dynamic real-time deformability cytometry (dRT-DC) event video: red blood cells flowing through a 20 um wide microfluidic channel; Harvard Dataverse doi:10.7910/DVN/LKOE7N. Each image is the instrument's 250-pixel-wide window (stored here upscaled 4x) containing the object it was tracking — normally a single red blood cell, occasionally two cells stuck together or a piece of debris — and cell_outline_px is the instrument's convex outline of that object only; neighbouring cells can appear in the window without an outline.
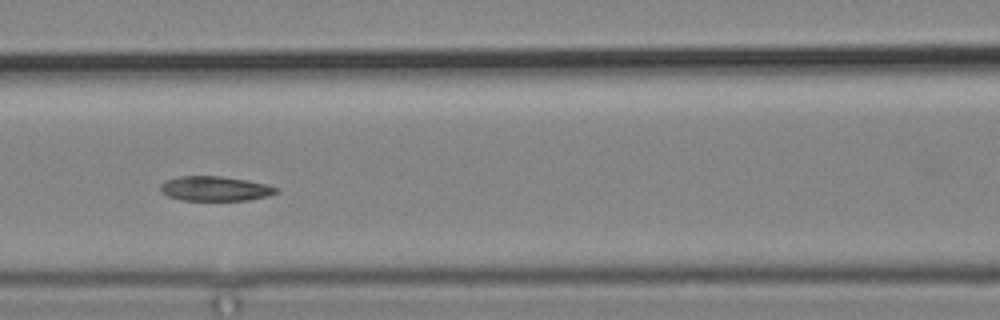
{"species": "common noctule bat (a hibernating species)", "species_latin": "Nyctalus noctula", "temperature_condition": "cold", "stored_images_in_passage": 11, "camera_frame_rate_fps": 3000, "um_per_image_px": 0.085, "animal": {"sex": "male", "body_mass_g": 19.2, "forearm_length_mm": 51.8}, "frame": {"image": 1, "passage_image": 7, "time_ms": 8.333, "image_size_px": [1000, 320], "cell_outline_px": [[280, 192], [268, 196], [248, 200], [184, 200], [168, 196], [160, 188], [160, 184], [164, 180], [180, 176], [220, 176], [268, 184], [280, 188]], "centroid_in_image_um": [18.33, 16.03], "position_along_channel_um": 148.3, "area_um2": 16.65}}
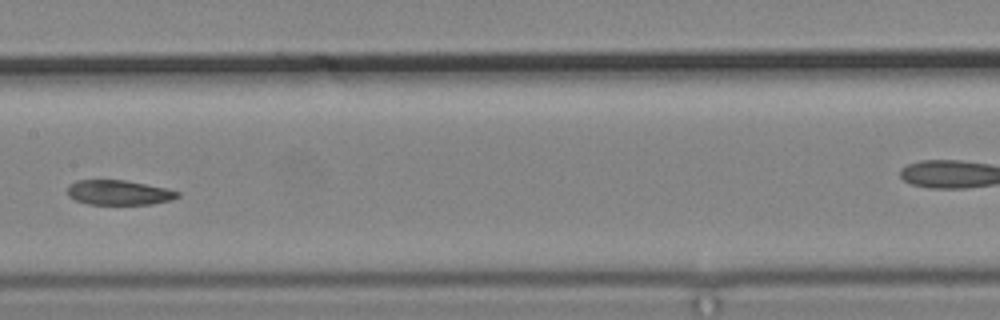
{"frame": {"image": 2, "passage_image": 8, "time_ms": 9.667, "image_size_px": [1000, 320], "cell_outline_px": [[180, 196], [172, 200], [152, 204], [88, 204], [76, 200], [68, 196], [68, 184], [76, 180], [124, 180], [164, 188], [180, 192]], "centroid_in_image_um": [10.08, 16.37], "position_along_channel_um": 197.3, "area_um2": 15.84}}
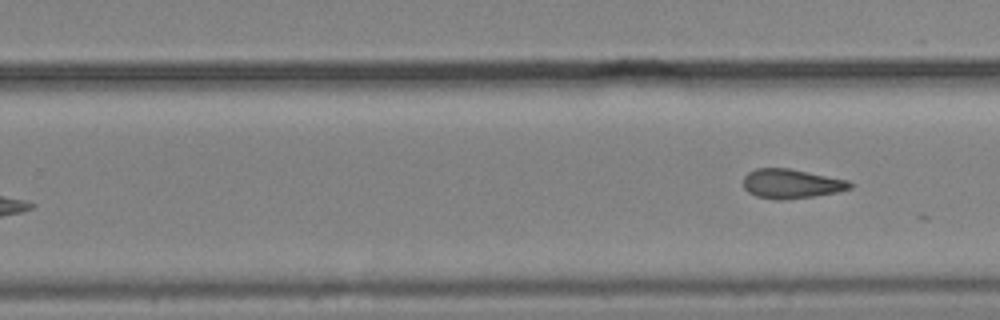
{"frame": {"image": 3, "passage_image": 11, "time_ms": 13.333, "image_size_px": [1000, 320], "cell_outline_px": [[852, 188], [836, 192], [812, 196], [780, 200], [776, 200], [756, 196], [748, 192], [744, 188], [744, 176], [748, 172], [756, 168], [788, 168], [848, 180], [852, 184]], "centroid_in_image_um": [67.23, 15.61], "position_along_channel_um": 262.6, "area_um2": 18.09}}